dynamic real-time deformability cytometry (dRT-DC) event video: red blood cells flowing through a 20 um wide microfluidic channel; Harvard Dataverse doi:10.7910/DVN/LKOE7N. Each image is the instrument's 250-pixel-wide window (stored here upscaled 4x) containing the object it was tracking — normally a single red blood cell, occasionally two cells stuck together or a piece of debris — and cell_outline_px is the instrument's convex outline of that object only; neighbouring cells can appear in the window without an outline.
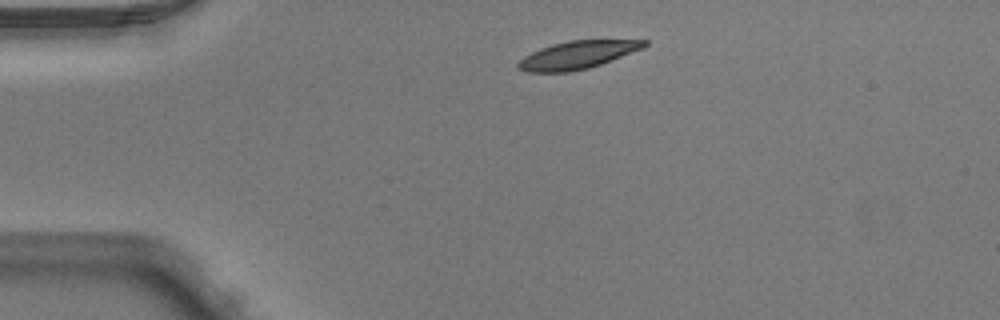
{"species": "Egyptian fruit bat (a non-hibernating species)", "species_latin": "Rousettus aegyptiacus", "temperature_condition": "warm", "stored_images_in_passage": 2, "camera_frame_rate_fps": 3000, "um_per_image_px": 0.085, "animal": {"sex": "male"}, "frame": {"image": 1, "passage_image": 1, "time_ms": 0.0, "image_size_px": [1000, 320], "cell_outline_px": [[648, 44], [644, 48], [600, 64], [588, 68], [568, 72], [528, 72], [516, 68], [516, 64], [524, 56], [540, 48], [552, 44], [568, 40], [648, 40]], "centroid_in_image_um": [49.06, 4.67], "position_along_channel_um": 35.9, "area_um2": 20.4}}